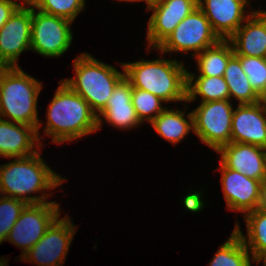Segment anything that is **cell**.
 Instances as JSON below:
<instances>
[{"instance_id": "obj_7", "label": "cell", "mask_w": 266, "mask_h": 266, "mask_svg": "<svg viewBox=\"0 0 266 266\" xmlns=\"http://www.w3.org/2000/svg\"><path fill=\"white\" fill-rule=\"evenodd\" d=\"M221 39L212 29L211 23L202 10L197 7L173 32L156 48L162 54L170 51H195V56L204 49L218 43Z\"/></svg>"}, {"instance_id": "obj_25", "label": "cell", "mask_w": 266, "mask_h": 266, "mask_svg": "<svg viewBox=\"0 0 266 266\" xmlns=\"http://www.w3.org/2000/svg\"><path fill=\"white\" fill-rule=\"evenodd\" d=\"M249 251L234 229L229 240L220 245L209 266H251Z\"/></svg>"}, {"instance_id": "obj_24", "label": "cell", "mask_w": 266, "mask_h": 266, "mask_svg": "<svg viewBox=\"0 0 266 266\" xmlns=\"http://www.w3.org/2000/svg\"><path fill=\"white\" fill-rule=\"evenodd\" d=\"M223 77L229 88L230 100L234 97L239 100V104H254L261 101L235 55L229 59Z\"/></svg>"}, {"instance_id": "obj_37", "label": "cell", "mask_w": 266, "mask_h": 266, "mask_svg": "<svg viewBox=\"0 0 266 266\" xmlns=\"http://www.w3.org/2000/svg\"><path fill=\"white\" fill-rule=\"evenodd\" d=\"M120 1H130V2H134V1H143V0H120Z\"/></svg>"}, {"instance_id": "obj_33", "label": "cell", "mask_w": 266, "mask_h": 266, "mask_svg": "<svg viewBox=\"0 0 266 266\" xmlns=\"http://www.w3.org/2000/svg\"><path fill=\"white\" fill-rule=\"evenodd\" d=\"M261 102L263 103L264 107L266 108V91L263 94V96L261 97Z\"/></svg>"}, {"instance_id": "obj_11", "label": "cell", "mask_w": 266, "mask_h": 266, "mask_svg": "<svg viewBox=\"0 0 266 266\" xmlns=\"http://www.w3.org/2000/svg\"><path fill=\"white\" fill-rule=\"evenodd\" d=\"M221 183L228 209L246 214L264 204V184L226 168L220 162Z\"/></svg>"}, {"instance_id": "obj_17", "label": "cell", "mask_w": 266, "mask_h": 266, "mask_svg": "<svg viewBox=\"0 0 266 266\" xmlns=\"http://www.w3.org/2000/svg\"><path fill=\"white\" fill-rule=\"evenodd\" d=\"M132 85L124 76L114 87L105 108L97 115L98 129L103 117L110 125L121 129H131L141 124L132 104Z\"/></svg>"}, {"instance_id": "obj_10", "label": "cell", "mask_w": 266, "mask_h": 266, "mask_svg": "<svg viewBox=\"0 0 266 266\" xmlns=\"http://www.w3.org/2000/svg\"><path fill=\"white\" fill-rule=\"evenodd\" d=\"M75 233L70 218L58 217L43 237L25 255L21 254V258L38 266H62Z\"/></svg>"}, {"instance_id": "obj_29", "label": "cell", "mask_w": 266, "mask_h": 266, "mask_svg": "<svg viewBox=\"0 0 266 266\" xmlns=\"http://www.w3.org/2000/svg\"><path fill=\"white\" fill-rule=\"evenodd\" d=\"M84 6L85 0H40L35 9L73 22Z\"/></svg>"}, {"instance_id": "obj_4", "label": "cell", "mask_w": 266, "mask_h": 266, "mask_svg": "<svg viewBox=\"0 0 266 266\" xmlns=\"http://www.w3.org/2000/svg\"><path fill=\"white\" fill-rule=\"evenodd\" d=\"M41 82L18 67H0V118L35 127L39 137L37 100Z\"/></svg>"}, {"instance_id": "obj_34", "label": "cell", "mask_w": 266, "mask_h": 266, "mask_svg": "<svg viewBox=\"0 0 266 266\" xmlns=\"http://www.w3.org/2000/svg\"><path fill=\"white\" fill-rule=\"evenodd\" d=\"M263 206L266 208V183L264 184V204Z\"/></svg>"}, {"instance_id": "obj_13", "label": "cell", "mask_w": 266, "mask_h": 266, "mask_svg": "<svg viewBox=\"0 0 266 266\" xmlns=\"http://www.w3.org/2000/svg\"><path fill=\"white\" fill-rule=\"evenodd\" d=\"M197 7L198 0H162L148 7L153 10L148 21L149 48H157Z\"/></svg>"}, {"instance_id": "obj_22", "label": "cell", "mask_w": 266, "mask_h": 266, "mask_svg": "<svg viewBox=\"0 0 266 266\" xmlns=\"http://www.w3.org/2000/svg\"><path fill=\"white\" fill-rule=\"evenodd\" d=\"M184 115L180 110L165 108L150 124L161 137L176 144L194 129L192 112L187 114L189 120Z\"/></svg>"}, {"instance_id": "obj_5", "label": "cell", "mask_w": 266, "mask_h": 266, "mask_svg": "<svg viewBox=\"0 0 266 266\" xmlns=\"http://www.w3.org/2000/svg\"><path fill=\"white\" fill-rule=\"evenodd\" d=\"M73 66L75 77L62 81L83 97L91 110L98 115L105 108L114 87L125 73L98 61L88 53H81L76 57Z\"/></svg>"}, {"instance_id": "obj_27", "label": "cell", "mask_w": 266, "mask_h": 266, "mask_svg": "<svg viewBox=\"0 0 266 266\" xmlns=\"http://www.w3.org/2000/svg\"><path fill=\"white\" fill-rule=\"evenodd\" d=\"M255 92L262 97L266 91V58L235 55Z\"/></svg>"}, {"instance_id": "obj_23", "label": "cell", "mask_w": 266, "mask_h": 266, "mask_svg": "<svg viewBox=\"0 0 266 266\" xmlns=\"http://www.w3.org/2000/svg\"><path fill=\"white\" fill-rule=\"evenodd\" d=\"M233 55L234 50L229 40H220L204 49L195 56L200 71L199 76H224L227 63Z\"/></svg>"}, {"instance_id": "obj_36", "label": "cell", "mask_w": 266, "mask_h": 266, "mask_svg": "<svg viewBox=\"0 0 266 266\" xmlns=\"http://www.w3.org/2000/svg\"><path fill=\"white\" fill-rule=\"evenodd\" d=\"M263 260L264 266H266V255L260 259V261Z\"/></svg>"}, {"instance_id": "obj_18", "label": "cell", "mask_w": 266, "mask_h": 266, "mask_svg": "<svg viewBox=\"0 0 266 266\" xmlns=\"http://www.w3.org/2000/svg\"><path fill=\"white\" fill-rule=\"evenodd\" d=\"M246 21L228 39L234 55L266 58V11L252 12Z\"/></svg>"}, {"instance_id": "obj_31", "label": "cell", "mask_w": 266, "mask_h": 266, "mask_svg": "<svg viewBox=\"0 0 266 266\" xmlns=\"http://www.w3.org/2000/svg\"><path fill=\"white\" fill-rule=\"evenodd\" d=\"M24 4L31 6V8H35L36 5L39 3L40 0H22Z\"/></svg>"}, {"instance_id": "obj_1", "label": "cell", "mask_w": 266, "mask_h": 266, "mask_svg": "<svg viewBox=\"0 0 266 266\" xmlns=\"http://www.w3.org/2000/svg\"><path fill=\"white\" fill-rule=\"evenodd\" d=\"M98 130L97 115L87 101L61 80L47 110L45 134L53 143L70 142Z\"/></svg>"}, {"instance_id": "obj_26", "label": "cell", "mask_w": 266, "mask_h": 266, "mask_svg": "<svg viewBox=\"0 0 266 266\" xmlns=\"http://www.w3.org/2000/svg\"><path fill=\"white\" fill-rule=\"evenodd\" d=\"M131 100L141 123L144 120L152 122L165 109L161 105L164 102L162 99L141 89L132 88Z\"/></svg>"}, {"instance_id": "obj_6", "label": "cell", "mask_w": 266, "mask_h": 266, "mask_svg": "<svg viewBox=\"0 0 266 266\" xmlns=\"http://www.w3.org/2000/svg\"><path fill=\"white\" fill-rule=\"evenodd\" d=\"M192 114L193 132L203 143L217 151L231 142L233 108L230 99L201 102Z\"/></svg>"}, {"instance_id": "obj_20", "label": "cell", "mask_w": 266, "mask_h": 266, "mask_svg": "<svg viewBox=\"0 0 266 266\" xmlns=\"http://www.w3.org/2000/svg\"><path fill=\"white\" fill-rule=\"evenodd\" d=\"M244 217L247 226V238L241 232L238 223L234 229L240 234L246 248L251 250L252 261L259 264L260 259L266 255V208L261 206L244 214Z\"/></svg>"}, {"instance_id": "obj_9", "label": "cell", "mask_w": 266, "mask_h": 266, "mask_svg": "<svg viewBox=\"0 0 266 266\" xmlns=\"http://www.w3.org/2000/svg\"><path fill=\"white\" fill-rule=\"evenodd\" d=\"M59 204L52 202L27 204L13 225L6 241L17 245L23 255L46 233L51 224L60 216Z\"/></svg>"}, {"instance_id": "obj_3", "label": "cell", "mask_w": 266, "mask_h": 266, "mask_svg": "<svg viewBox=\"0 0 266 266\" xmlns=\"http://www.w3.org/2000/svg\"><path fill=\"white\" fill-rule=\"evenodd\" d=\"M132 88L148 91L164 102H186L187 70L183 62L156 59L122 63Z\"/></svg>"}, {"instance_id": "obj_14", "label": "cell", "mask_w": 266, "mask_h": 266, "mask_svg": "<svg viewBox=\"0 0 266 266\" xmlns=\"http://www.w3.org/2000/svg\"><path fill=\"white\" fill-rule=\"evenodd\" d=\"M216 152L221 154V163L246 177L266 183V148L230 142Z\"/></svg>"}, {"instance_id": "obj_21", "label": "cell", "mask_w": 266, "mask_h": 266, "mask_svg": "<svg viewBox=\"0 0 266 266\" xmlns=\"http://www.w3.org/2000/svg\"><path fill=\"white\" fill-rule=\"evenodd\" d=\"M197 95L201 96V102L230 99L229 88L223 76L195 77L187 71L186 102L195 100Z\"/></svg>"}, {"instance_id": "obj_32", "label": "cell", "mask_w": 266, "mask_h": 266, "mask_svg": "<svg viewBox=\"0 0 266 266\" xmlns=\"http://www.w3.org/2000/svg\"><path fill=\"white\" fill-rule=\"evenodd\" d=\"M147 3V8L150 7L153 4H156L158 2H161L162 0H143Z\"/></svg>"}, {"instance_id": "obj_8", "label": "cell", "mask_w": 266, "mask_h": 266, "mask_svg": "<svg viewBox=\"0 0 266 266\" xmlns=\"http://www.w3.org/2000/svg\"><path fill=\"white\" fill-rule=\"evenodd\" d=\"M72 21L32 8L31 50L45 57H59L72 42Z\"/></svg>"}, {"instance_id": "obj_35", "label": "cell", "mask_w": 266, "mask_h": 266, "mask_svg": "<svg viewBox=\"0 0 266 266\" xmlns=\"http://www.w3.org/2000/svg\"><path fill=\"white\" fill-rule=\"evenodd\" d=\"M5 260H3L2 258H0V266H7V259H5Z\"/></svg>"}, {"instance_id": "obj_2", "label": "cell", "mask_w": 266, "mask_h": 266, "mask_svg": "<svg viewBox=\"0 0 266 266\" xmlns=\"http://www.w3.org/2000/svg\"><path fill=\"white\" fill-rule=\"evenodd\" d=\"M35 154L0 165V193L5 197L21 199L27 204L44 203L49 195L28 196L35 192L54 189L66 179L56 174L40 157ZM27 195V196H25Z\"/></svg>"}, {"instance_id": "obj_16", "label": "cell", "mask_w": 266, "mask_h": 266, "mask_svg": "<svg viewBox=\"0 0 266 266\" xmlns=\"http://www.w3.org/2000/svg\"><path fill=\"white\" fill-rule=\"evenodd\" d=\"M231 142L266 148V108L261 101L238 104L233 110Z\"/></svg>"}, {"instance_id": "obj_19", "label": "cell", "mask_w": 266, "mask_h": 266, "mask_svg": "<svg viewBox=\"0 0 266 266\" xmlns=\"http://www.w3.org/2000/svg\"><path fill=\"white\" fill-rule=\"evenodd\" d=\"M38 142L39 138L35 127L0 118V156L3 158L31 156L38 152L34 147L42 146Z\"/></svg>"}, {"instance_id": "obj_12", "label": "cell", "mask_w": 266, "mask_h": 266, "mask_svg": "<svg viewBox=\"0 0 266 266\" xmlns=\"http://www.w3.org/2000/svg\"><path fill=\"white\" fill-rule=\"evenodd\" d=\"M32 8L19 7L0 29V67H18L24 50L31 49Z\"/></svg>"}, {"instance_id": "obj_30", "label": "cell", "mask_w": 266, "mask_h": 266, "mask_svg": "<svg viewBox=\"0 0 266 266\" xmlns=\"http://www.w3.org/2000/svg\"><path fill=\"white\" fill-rule=\"evenodd\" d=\"M19 7H27L14 0H0V29Z\"/></svg>"}, {"instance_id": "obj_15", "label": "cell", "mask_w": 266, "mask_h": 266, "mask_svg": "<svg viewBox=\"0 0 266 266\" xmlns=\"http://www.w3.org/2000/svg\"><path fill=\"white\" fill-rule=\"evenodd\" d=\"M205 1V2H204ZM198 0V7L211 23L221 40H228L246 21L245 6L248 0Z\"/></svg>"}, {"instance_id": "obj_28", "label": "cell", "mask_w": 266, "mask_h": 266, "mask_svg": "<svg viewBox=\"0 0 266 266\" xmlns=\"http://www.w3.org/2000/svg\"><path fill=\"white\" fill-rule=\"evenodd\" d=\"M26 205L27 203L21 199L0 196V244L6 241Z\"/></svg>"}]
</instances>
